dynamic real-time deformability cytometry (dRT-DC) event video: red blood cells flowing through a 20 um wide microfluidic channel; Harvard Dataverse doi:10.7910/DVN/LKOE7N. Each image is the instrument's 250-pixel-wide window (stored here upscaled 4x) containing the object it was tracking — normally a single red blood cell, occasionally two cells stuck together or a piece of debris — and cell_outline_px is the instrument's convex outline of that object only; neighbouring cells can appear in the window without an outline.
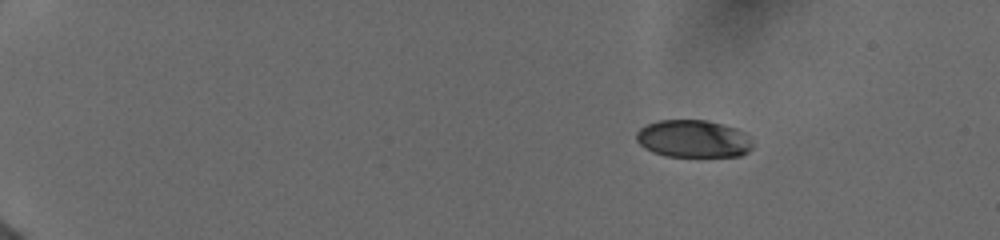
{"species": "human", "species_latin": "Homo sapiens", "temperature_condition": "cold", "stored_images_in_passage": 13, "camera_frame_rate_fps": 3000, "um_per_image_px": 0.085, "donor": {"sex": "female"}, "frame": {"image": 1, "passage_image": 5, "time_ms": 3.0, "image_size_px": [1000, 240], "cell_outline_px": [[752, 148], [748, 152], [740, 156], [664, 156], [652, 152], [644, 148], [636, 140], [636, 132], [640, 128], [648, 124], [660, 120], [708, 120], [736, 128], [744, 132], [752, 140]], "centroid_in_image_um": [58.93, 11.8], "position_along_channel_um": 26.1, "area_um2": 25.55}}
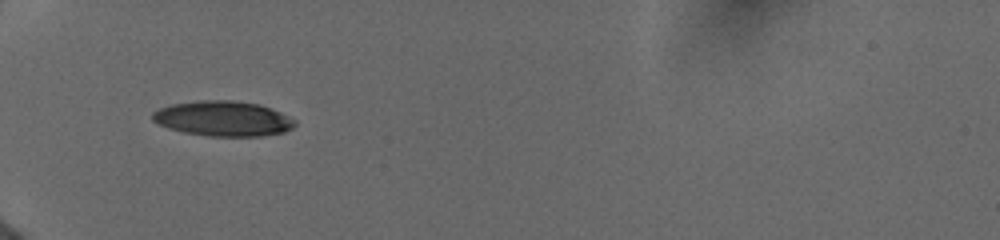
{"frame": {"image": 2, "passage_image": 10, "time_ms": 7.0, "image_size_px": [1000, 240], "cell_outline_px": [[296, 124], [292, 128], [284, 132], [260, 136], [208, 136], [184, 132], [168, 128], [152, 120], [152, 112], [160, 108], [172, 104], [196, 100], [232, 100], [260, 104], [280, 112], [296, 120]], "centroid_in_image_um": [18.96, 10.07], "position_along_channel_um": 66.0, "area_um2": 29.19}}
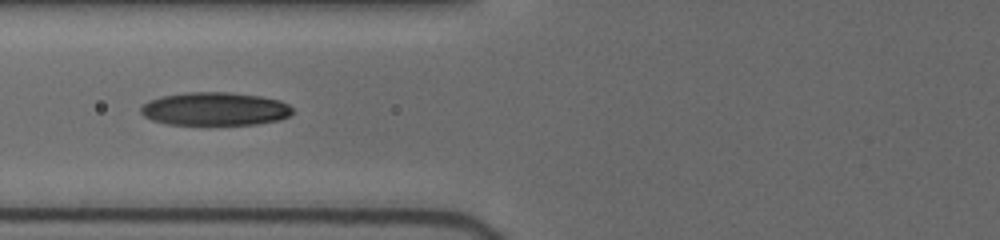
{"frame": {"image": 3, "passage_image": 12, "time_ms": 8.333, "image_size_px": [1000, 240], "cell_outline_px": [[292, 112], [288, 116], [280, 120], [256, 124], [164, 124], [152, 120], [144, 116], [140, 112], [140, 108], [148, 100], [160, 96], [184, 92], [232, 92], [260, 96], [280, 100], [288, 104], [292, 108]], "centroid_in_image_um": [18.24, 9.25], "position_along_channel_um": 107.6, "area_um2": 29.54}}